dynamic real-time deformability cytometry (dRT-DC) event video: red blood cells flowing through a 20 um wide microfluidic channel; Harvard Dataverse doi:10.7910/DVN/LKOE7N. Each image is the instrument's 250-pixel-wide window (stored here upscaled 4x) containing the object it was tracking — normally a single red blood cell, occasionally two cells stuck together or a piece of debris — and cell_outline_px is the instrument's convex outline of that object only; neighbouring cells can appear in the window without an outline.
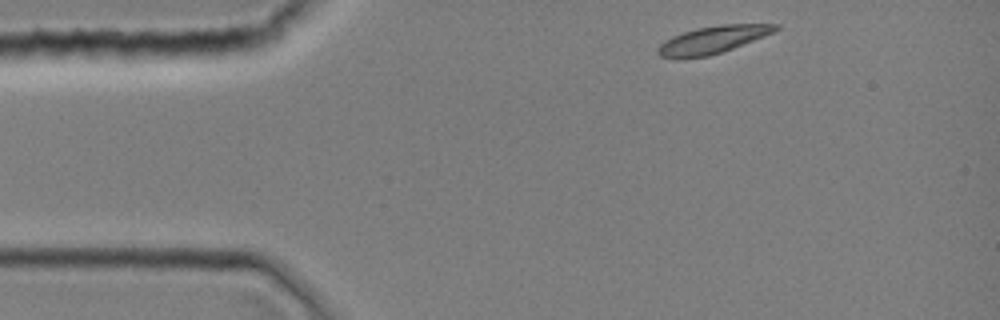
{"species": "common noctule bat (a hibernating species)", "species_latin": "Nyctalus noctula", "temperature_condition": "room temperature", "stored_images_in_passage": 5, "camera_frame_rate_fps": 3000, "um_per_image_px": 0.085, "animal": {"sex": "female", "body_mass_g": 19.0, "forearm_length_mm": 51.5}, "frame": {"image": 1, "passage_image": 1, "time_ms": 0.0, "image_size_px": [1000, 320], "cell_outline_px": [[780, 28], [764, 36], [732, 48], [708, 56], [684, 60], [676, 60], [660, 56], [656, 52], [656, 48], [664, 40], [672, 36], [696, 28], [720, 24], [780, 24]], "centroid_in_image_um": [60.48, 3.4], "position_along_channel_um": 24.5, "area_um2": 19.02}}